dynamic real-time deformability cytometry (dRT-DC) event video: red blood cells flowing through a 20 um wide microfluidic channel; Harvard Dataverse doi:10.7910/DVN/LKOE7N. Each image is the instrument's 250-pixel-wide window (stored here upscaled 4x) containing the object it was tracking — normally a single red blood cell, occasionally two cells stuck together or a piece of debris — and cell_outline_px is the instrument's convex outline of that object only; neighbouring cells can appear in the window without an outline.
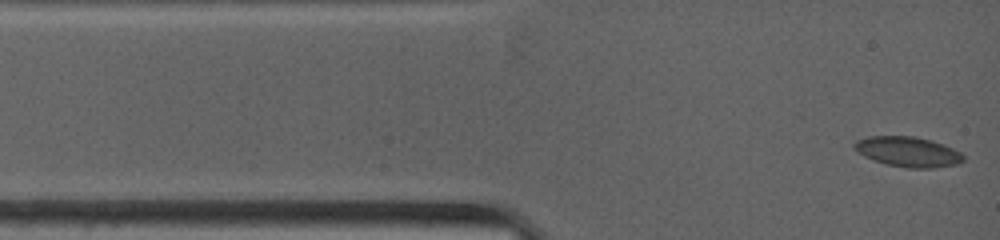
{"species": "common noctule bat (a hibernating species)", "species_latin": "Nyctalus noctula", "temperature_condition": "warm", "stored_images_in_passage": 69, "camera_frame_rate_fps": 4500, "um_per_image_px": 0.085, "animal": {"sex": "female", "body_mass_g": 19.0, "forearm_length_mm": 53.3}, "frame": {"image": 1, "passage_image": 1, "time_ms": 0.0, "image_size_px": [1000, 240], "cell_outline_px": [[964, 160], [956, 164], [932, 168], [908, 168], [888, 164], [872, 160], [864, 156], [852, 148], [852, 144], [856, 140], [868, 136], [916, 136], [932, 140], [944, 144], [960, 152], [964, 156]], "centroid_in_image_um": [77.15, 12.89], "position_along_channel_um": 7.9, "area_um2": 19.25}}
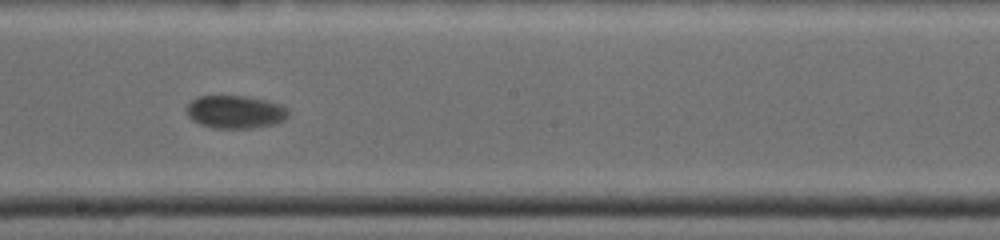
{"frame": {"image": 2, "passage_image": 31, "time_ms": 7.111, "image_size_px": [1000, 240], "cell_outline_px": [[288, 116], [284, 120], [272, 124], [248, 128], [212, 128], [200, 124], [192, 120], [188, 116], [184, 108], [192, 100], [200, 96], [244, 96], [268, 100], [280, 104], [288, 108]], "centroid_in_image_um": [19.98, 9.5], "position_along_channel_um": 228.2, "area_um2": 19.59}}
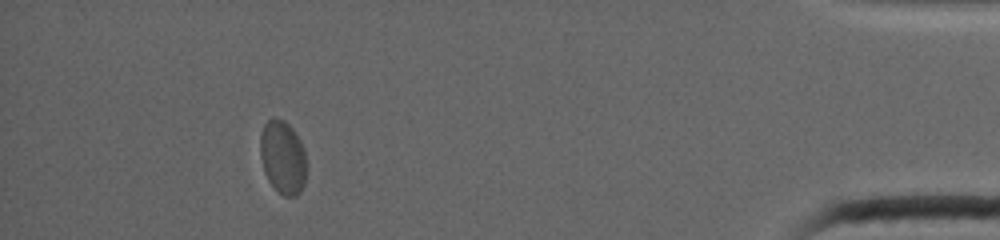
{"frame": {"image": 3, "passage_image": 61, "time_ms": 14.222, "image_size_px": [1000, 240], "cell_outline_px": [[304, 184], [300, 192], [296, 196], [284, 196], [268, 180], [264, 172], [260, 156], [260, 136], [264, 124], [272, 116], [284, 120], [292, 128], [300, 140], [304, 148]], "centroid_in_image_um": [24.0, 13.33], "position_along_channel_um": 411.2, "area_um2": 19.59}, "authors_computed_cell_mechanics": {"area_um2": 19.5364, "velocity_mm_per_s": 3.7018, "shape_relaxation_time_tau1_ms": 1.3331, "shape_relaxation_time_tau2_ms": null, "deformation_change_tau1": 0.0473, "deformation_change_tau2": null}}